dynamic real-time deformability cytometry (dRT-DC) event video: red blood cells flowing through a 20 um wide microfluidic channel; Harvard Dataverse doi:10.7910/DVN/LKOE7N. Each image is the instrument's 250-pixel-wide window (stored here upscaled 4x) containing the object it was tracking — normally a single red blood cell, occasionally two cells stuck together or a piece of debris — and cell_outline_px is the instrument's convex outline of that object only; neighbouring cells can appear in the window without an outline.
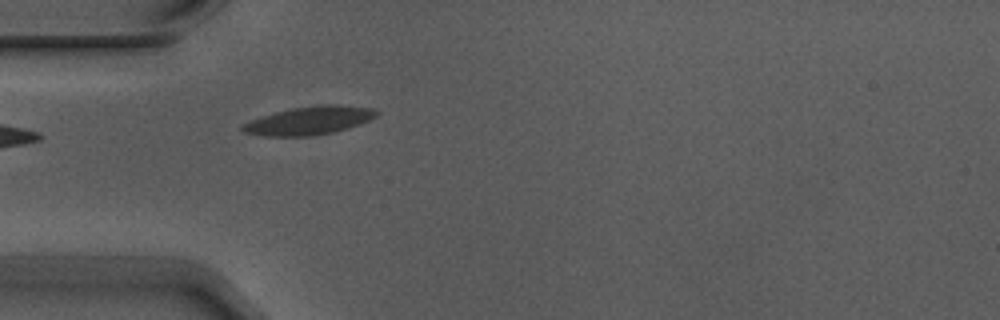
{"species": "Egyptian fruit bat (a non-hibernating species)", "species_latin": "Rousettus aegyptiacus", "temperature_condition": "warm", "stored_images_in_passage": 4, "camera_frame_rate_fps": 3000, "um_per_image_px": 0.085, "animal": {"sex": "male"}, "frame": {"image": 1, "passage_image": 4, "time_ms": 1.0, "image_size_px": [1000, 320], "cell_outline_px": [[380, 112], [376, 116], [360, 124], [348, 128], [332, 132], [312, 136], [264, 136], [244, 132], [240, 128], [244, 124], [252, 120], [276, 112], [292, 108], [328, 104], [340, 104], [372, 108]], "centroid_in_image_um": [26.33, 10.25], "position_along_channel_um": 58.7, "area_um2": 21.79}}